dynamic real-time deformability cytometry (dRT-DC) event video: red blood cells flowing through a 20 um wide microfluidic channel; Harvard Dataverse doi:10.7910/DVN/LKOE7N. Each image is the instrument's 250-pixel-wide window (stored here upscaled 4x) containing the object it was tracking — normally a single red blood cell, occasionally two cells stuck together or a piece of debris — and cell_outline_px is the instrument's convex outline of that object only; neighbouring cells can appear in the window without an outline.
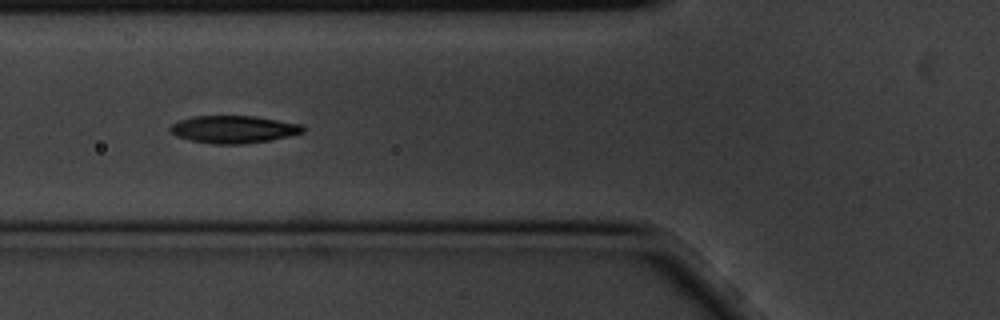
{"species": "common noctule bat (a hibernating species)", "species_latin": "Nyctalus noctula", "temperature_condition": "cold", "stored_images_in_passage": 8, "camera_frame_rate_fps": 3000, "um_per_image_px": 0.085, "animal": {"sex": "male", "body_mass_g": 20.1, "forearm_length_mm": 53.5}, "frame": {"image": 1, "passage_image": 2, "time_ms": 0.333, "image_size_px": [1000, 320], "cell_outline_px": [[304, 132], [272, 140], [244, 144], [212, 144], [192, 140], [176, 136], [168, 128], [172, 124], [180, 120], [192, 116], [252, 116], [300, 124], [304, 128]], "centroid_in_image_um": [19.83, 11.0], "position_along_channel_um": 106.0, "area_um2": 21.1}}
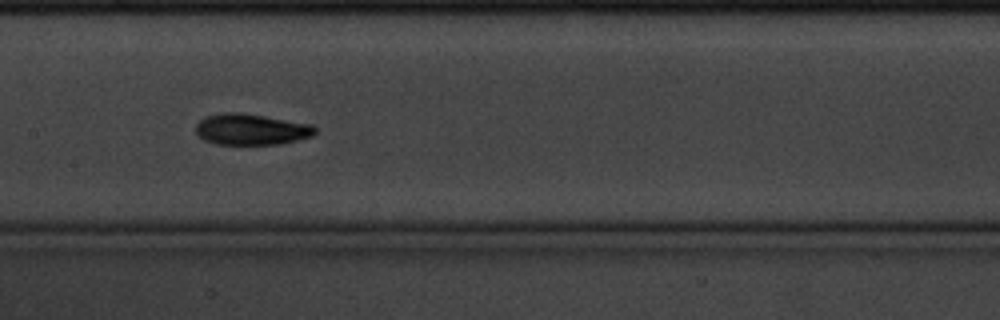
{"frame": {"image": 2, "passage_image": 4, "time_ms": 1.0, "image_size_px": [1000, 320], "cell_outline_px": [[316, 132], [312, 136], [280, 144], [216, 144], [204, 140], [196, 132], [196, 124], [204, 116], [224, 112], [240, 112], [312, 124], [316, 128]], "centroid_in_image_um": [21.33, 10.99], "position_along_channel_um": 186.1, "area_um2": 21.62}}
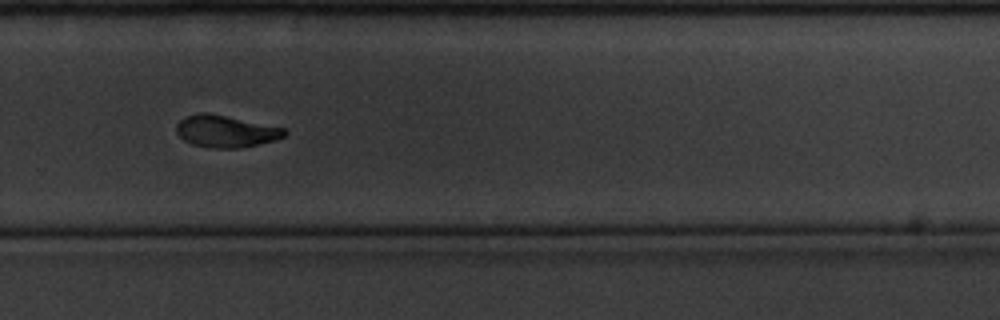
{"frame": {"image": 3, "passage_image": 7, "time_ms": 2.0, "image_size_px": [1000, 320], "cell_outline_px": [[288, 132], [284, 136], [272, 140], [240, 148], [212, 148], [192, 144], [184, 140], [176, 132], [176, 124], [184, 116], [204, 112], [284, 128]], "centroid_in_image_um": [19.13, 11.16], "position_along_channel_um": 310.7, "area_um2": 19.71}}